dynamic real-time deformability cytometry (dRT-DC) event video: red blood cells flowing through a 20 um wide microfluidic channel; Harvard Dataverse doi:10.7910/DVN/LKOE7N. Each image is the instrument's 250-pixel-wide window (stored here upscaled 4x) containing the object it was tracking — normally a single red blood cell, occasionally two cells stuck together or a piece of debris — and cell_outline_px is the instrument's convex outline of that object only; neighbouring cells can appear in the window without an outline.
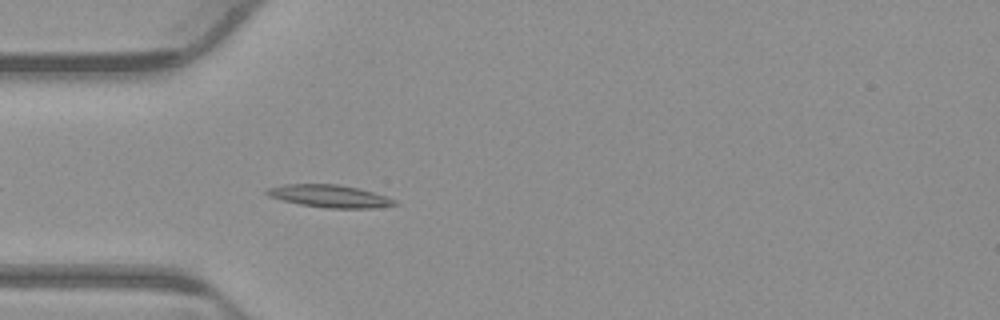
{"species": "common noctule bat (a hibernating species)", "species_latin": "Nyctalus noctula", "temperature_condition": "warm", "stored_images_in_passage": 37, "camera_frame_rate_fps": 3000, "um_per_image_px": 0.085, "animal": {"sex": "male", "body_mass_g": 23.1, "forearm_length_mm": 52.7}, "frame": {"image": 1, "passage_image": 4, "time_ms": 1.0, "image_size_px": [1000, 320], "cell_outline_px": [[400, 204], [376, 208], [328, 208], [300, 204], [268, 196], [264, 192], [268, 188], [284, 184], [336, 184], [360, 188], [388, 196], [396, 200]], "centroid_in_image_um": [28.08, 16.67], "position_along_channel_um": 56.9, "area_um2": 16.88}}
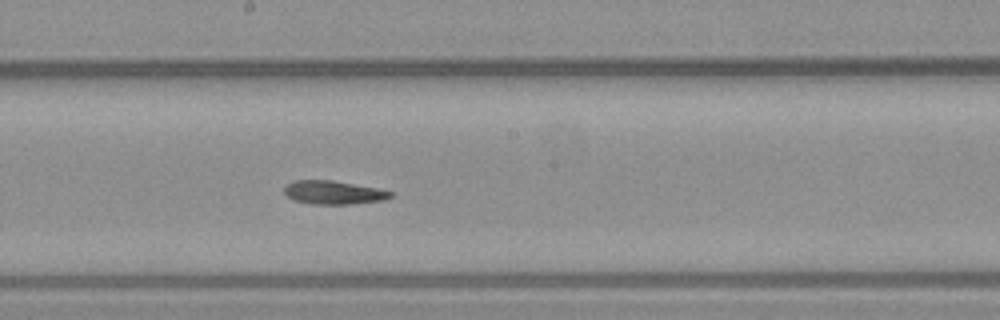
{"frame": {"image": 2, "passage_image": 17, "time_ms": 5.333, "image_size_px": [1000, 320], "cell_outline_px": [[392, 196], [384, 200], [352, 204], [312, 204], [296, 200], [288, 196], [284, 192], [284, 188], [288, 184], [296, 180], [332, 180], [380, 188], [392, 192]], "centroid_in_image_um": [28.39, 16.36], "position_along_channel_um": 219.8, "area_um2": 14.51}}
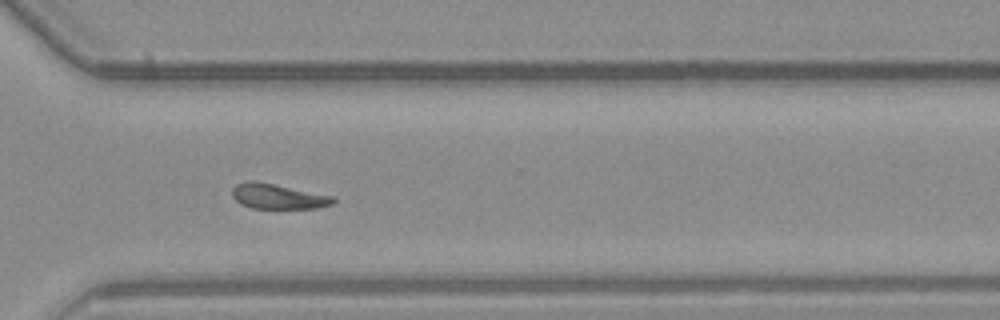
{"frame": {"image": 3, "passage_image": 27, "time_ms": 8.667, "image_size_px": [1000, 320], "cell_outline_px": [[336, 200], [332, 204], [316, 208], [252, 208], [240, 204], [232, 196], [232, 188], [236, 184], [244, 180], [252, 180], [336, 196]], "centroid_in_image_um": [23.62, 16.68], "position_along_channel_um": 347.0, "area_um2": 14.85}}